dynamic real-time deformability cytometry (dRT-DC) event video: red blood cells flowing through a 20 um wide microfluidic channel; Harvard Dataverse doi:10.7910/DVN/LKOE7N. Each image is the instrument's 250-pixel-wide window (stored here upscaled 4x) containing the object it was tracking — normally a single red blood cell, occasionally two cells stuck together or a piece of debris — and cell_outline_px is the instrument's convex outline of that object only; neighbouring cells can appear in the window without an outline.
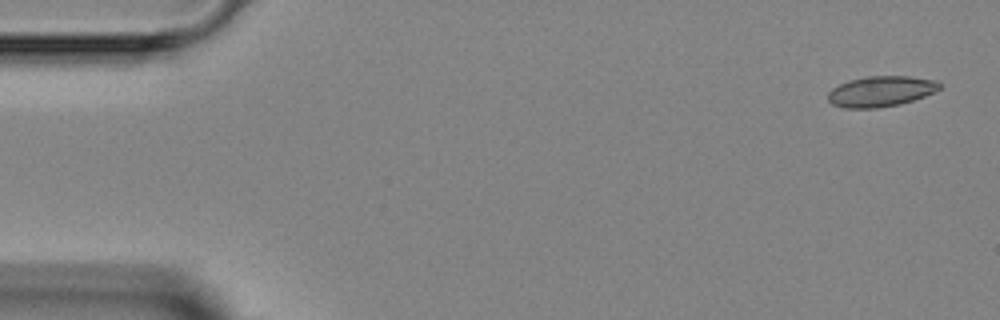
{"species": "Egyptian fruit bat (a non-hibernating species)", "species_latin": "Rousettus aegyptiacus", "temperature_condition": "room temperature", "stored_images_in_passage": 5, "camera_frame_rate_fps": 3000, "um_per_image_px": 0.085, "animal": {"sex": "female"}, "frame": {"image": 1, "passage_image": 1, "time_ms": 0.0, "image_size_px": [1000, 320], "cell_outline_px": [[940, 88], [924, 96], [900, 104], [876, 108], [844, 108], [832, 104], [828, 100], [828, 92], [832, 88], [848, 80], [868, 76], [908, 76], [936, 80], [940, 84]], "centroid_in_image_um": [74.83, 7.76], "position_along_channel_um": 10.2, "area_um2": 19.77}}
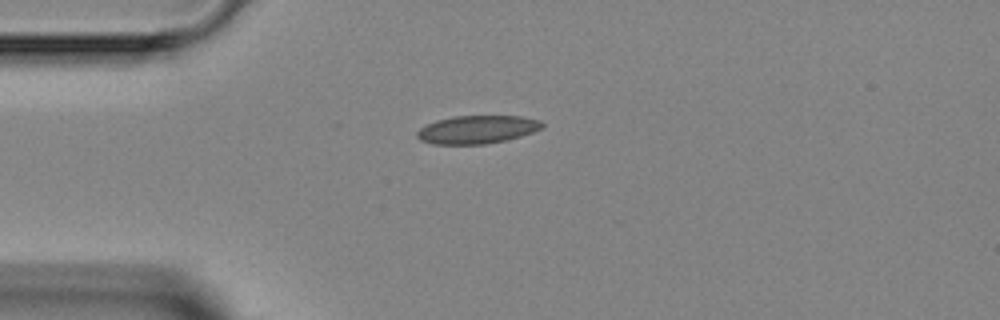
{"frame": {"image": 2, "passage_image": 4, "time_ms": 3.333, "image_size_px": [1000, 320], "cell_outline_px": [[544, 124], [540, 128], [532, 132], [520, 136], [504, 140], [484, 144], [432, 144], [420, 140], [416, 136], [416, 132], [424, 124], [436, 120], [452, 116], [520, 116], [540, 120]], "centroid_in_image_um": [40.49, 11.0], "position_along_channel_um": 44.5, "area_um2": 20.46}}